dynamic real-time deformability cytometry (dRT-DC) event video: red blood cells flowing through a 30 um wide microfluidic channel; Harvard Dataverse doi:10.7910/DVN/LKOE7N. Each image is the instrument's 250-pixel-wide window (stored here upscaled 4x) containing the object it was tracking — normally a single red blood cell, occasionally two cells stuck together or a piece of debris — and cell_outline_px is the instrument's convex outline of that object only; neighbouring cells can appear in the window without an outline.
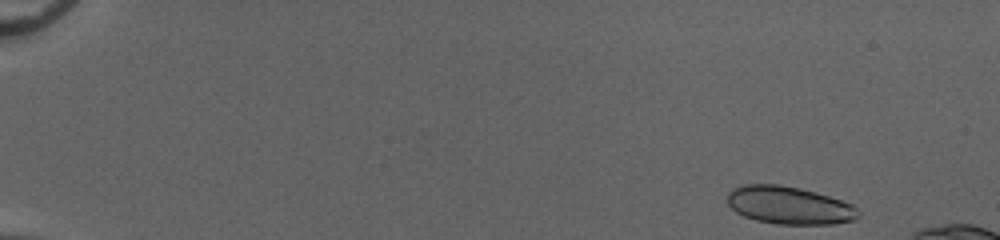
{"species": "common noctule bat (a hibernating species)", "species_latin": "Nyctalus noctula", "temperature_condition": "cold", "stored_images_in_passage": 15, "camera_frame_rate_fps": 3000, "um_per_image_px": 0.085, "animal": {"sex": "female", "body_mass_g": 20.0, "forearm_length_mm": 54.0}, "frame": {"image": 1, "passage_image": 1, "time_ms": 0.0, "image_size_px": [1000, 240], "cell_outline_px": [[860, 216], [856, 220], [832, 224], [776, 224], [756, 220], [744, 216], [736, 212], [728, 204], [728, 192], [732, 188], [744, 184], [780, 184], [800, 188], [828, 196], [852, 204], [860, 212]], "centroid_in_image_um": [67.08, 17.45], "position_along_channel_um": 17.9, "area_um2": 28.9}}